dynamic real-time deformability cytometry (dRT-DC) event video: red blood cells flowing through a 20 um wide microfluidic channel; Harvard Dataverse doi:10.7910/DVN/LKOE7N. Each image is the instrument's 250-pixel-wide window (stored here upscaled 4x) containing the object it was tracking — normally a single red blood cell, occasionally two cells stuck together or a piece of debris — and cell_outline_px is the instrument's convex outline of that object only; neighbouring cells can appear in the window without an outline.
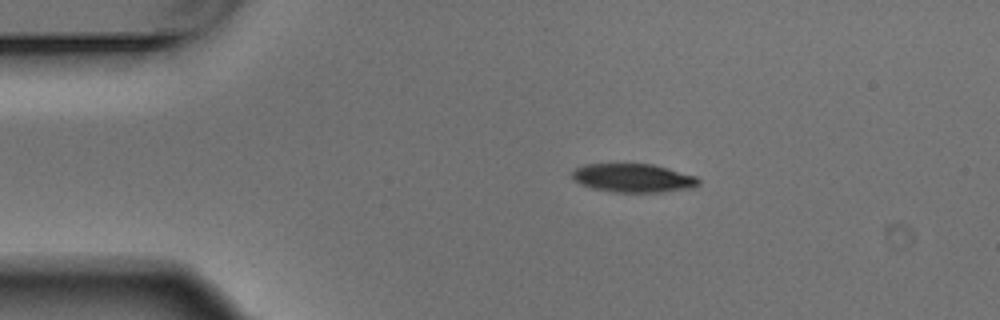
{"species": "Egyptian fruit bat (a non-hibernating species)", "species_latin": "Rousettus aegyptiacus", "temperature_condition": "warm", "stored_images_in_passage": 4, "camera_frame_rate_fps": 3000, "um_per_image_px": 0.085, "animal": {"sex": "male"}, "frame": {"image": 1, "passage_image": 1, "time_ms": 0.0, "image_size_px": [1000, 320], "cell_outline_px": [[700, 184], [692, 188], [660, 192], [612, 192], [592, 188], [580, 184], [572, 176], [572, 172], [576, 168], [584, 164], [652, 164], [668, 168], [696, 176], [700, 180]], "centroid_in_image_um": [53.84, 15.13], "position_along_channel_um": 31.2, "area_um2": 21.04}}
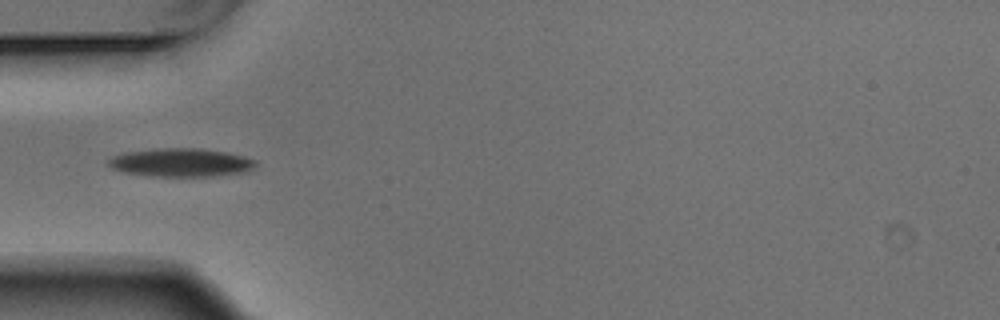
{"frame": {"image": 2, "passage_image": 3, "time_ms": 0.667, "image_size_px": [1000, 320], "cell_outline_px": [[256, 164], [252, 168], [244, 172], [212, 176], [152, 176], [124, 172], [112, 168], [104, 164], [112, 156], [124, 152], [156, 148], [200, 148], [228, 152], [244, 156], [256, 160]], "centroid_in_image_um": [15.34, 13.8], "position_along_channel_um": 69.7, "area_um2": 24.51}}
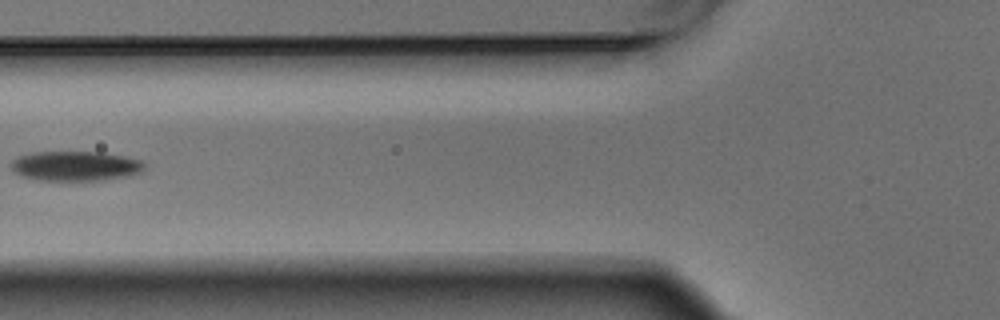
{"frame": {"image": 3, "passage_image": 4, "time_ms": 1.0, "image_size_px": [1000, 320], "cell_outline_px": [[148, 164], [140, 172], [128, 176], [104, 180], [40, 180], [24, 176], [16, 172], [12, 168], [12, 160], [16, 156], [32, 152], [100, 152], [124, 156], [144, 160]], "centroid_in_image_um": [6.47, 14.1], "position_along_channel_um": 119.3, "area_um2": 23.18}}